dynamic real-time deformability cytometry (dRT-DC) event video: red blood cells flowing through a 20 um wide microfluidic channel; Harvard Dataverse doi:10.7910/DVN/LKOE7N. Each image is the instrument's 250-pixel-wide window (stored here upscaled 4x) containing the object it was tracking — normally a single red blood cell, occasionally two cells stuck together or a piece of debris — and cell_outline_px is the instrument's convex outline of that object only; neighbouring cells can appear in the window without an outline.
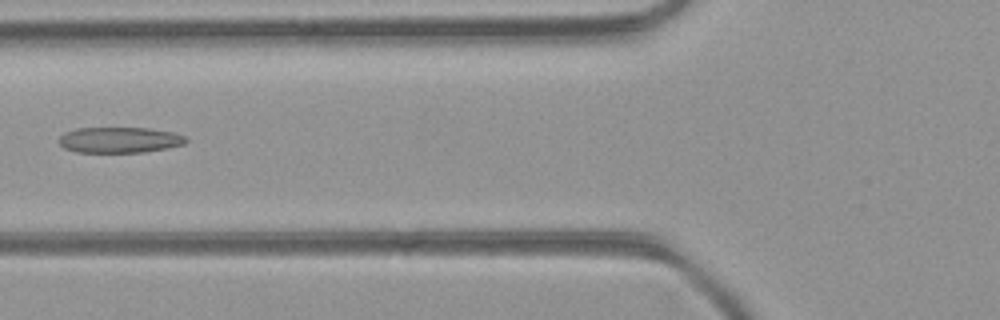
{"species": "common noctule bat (a hibernating species)", "species_latin": "Nyctalus noctula", "temperature_condition": "room temperature", "stored_images_in_passage": 5, "camera_frame_rate_fps": 3000, "um_per_image_px": 0.085, "animal": {"sex": "female", "body_mass_g": 21.9}, "frame": {"image": 1, "passage_image": 5, "time_ms": 1.333, "image_size_px": [1000, 320], "cell_outline_px": [[188, 140], [184, 144], [144, 152], [76, 152], [64, 148], [60, 144], [60, 136], [64, 132], [76, 128], [148, 128], [172, 132], [184, 136]], "centroid_in_image_um": [10.13, 11.89], "position_along_channel_um": 115.7, "area_um2": 18.9}}